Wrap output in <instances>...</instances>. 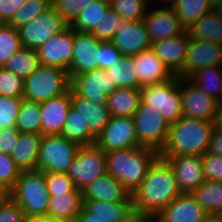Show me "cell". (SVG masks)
<instances>
[{
  "mask_svg": "<svg viewBox=\"0 0 222 222\" xmlns=\"http://www.w3.org/2000/svg\"><path fill=\"white\" fill-rule=\"evenodd\" d=\"M40 103L22 99L15 127L20 133L41 134Z\"/></svg>",
  "mask_w": 222,
  "mask_h": 222,
  "instance_id": "37",
  "label": "cell"
},
{
  "mask_svg": "<svg viewBox=\"0 0 222 222\" xmlns=\"http://www.w3.org/2000/svg\"><path fill=\"white\" fill-rule=\"evenodd\" d=\"M140 88H116L108 96L110 116L133 117L140 104Z\"/></svg>",
  "mask_w": 222,
  "mask_h": 222,
  "instance_id": "28",
  "label": "cell"
},
{
  "mask_svg": "<svg viewBox=\"0 0 222 222\" xmlns=\"http://www.w3.org/2000/svg\"><path fill=\"white\" fill-rule=\"evenodd\" d=\"M201 158L205 180L222 183V157L206 152Z\"/></svg>",
  "mask_w": 222,
  "mask_h": 222,
  "instance_id": "47",
  "label": "cell"
},
{
  "mask_svg": "<svg viewBox=\"0 0 222 222\" xmlns=\"http://www.w3.org/2000/svg\"><path fill=\"white\" fill-rule=\"evenodd\" d=\"M124 23L125 20L110 7L91 33L100 41H111Z\"/></svg>",
  "mask_w": 222,
  "mask_h": 222,
  "instance_id": "42",
  "label": "cell"
},
{
  "mask_svg": "<svg viewBox=\"0 0 222 222\" xmlns=\"http://www.w3.org/2000/svg\"><path fill=\"white\" fill-rule=\"evenodd\" d=\"M209 1H210V6L213 10L222 3V0H209Z\"/></svg>",
  "mask_w": 222,
  "mask_h": 222,
  "instance_id": "60",
  "label": "cell"
},
{
  "mask_svg": "<svg viewBox=\"0 0 222 222\" xmlns=\"http://www.w3.org/2000/svg\"><path fill=\"white\" fill-rule=\"evenodd\" d=\"M69 23L51 6L35 19L18 28L22 47L38 50L53 35L68 28Z\"/></svg>",
  "mask_w": 222,
  "mask_h": 222,
  "instance_id": "9",
  "label": "cell"
},
{
  "mask_svg": "<svg viewBox=\"0 0 222 222\" xmlns=\"http://www.w3.org/2000/svg\"><path fill=\"white\" fill-rule=\"evenodd\" d=\"M171 8L185 28L213 10L209 0H177Z\"/></svg>",
  "mask_w": 222,
  "mask_h": 222,
  "instance_id": "38",
  "label": "cell"
},
{
  "mask_svg": "<svg viewBox=\"0 0 222 222\" xmlns=\"http://www.w3.org/2000/svg\"><path fill=\"white\" fill-rule=\"evenodd\" d=\"M143 20L151 43L175 37L186 31L171 7L148 8Z\"/></svg>",
  "mask_w": 222,
  "mask_h": 222,
  "instance_id": "17",
  "label": "cell"
},
{
  "mask_svg": "<svg viewBox=\"0 0 222 222\" xmlns=\"http://www.w3.org/2000/svg\"><path fill=\"white\" fill-rule=\"evenodd\" d=\"M74 29L70 26L53 35L37 51L40 65L54 66L68 71L73 57Z\"/></svg>",
  "mask_w": 222,
  "mask_h": 222,
  "instance_id": "14",
  "label": "cell"
},
{
  "mask_svg": "<svg viewBox=\"0 0 222 222\" xmlns=\"http://www.w3.org/2000/svg\"><path fill=\"white\" fill-rule=\"evenodd\" d=\"M106 164L102 149L95 144L84 145L79 148L66 174L73 180L75 188L82 191L106 173Z\"/></svg>",
  "mask_w": 222,
  "mask_h": 222,
  "instance_id": "8",
  "label": "cell"
},
{
  "mask_svg": "<svg viewBox=\"0 0 222 222\" xmlns=\"http://www.w3.org/2000/svg\"><path fill=\"white\" fill-rule=\"evenodd\" d=\"M111 42L123 56H135L152 47L147 26L143 19L140 21H125Z\"/></svg>",
  "mask_w": 222,
  "mask_h": 222,
  "instance_id": "18",
  "label": "cell"
},
{
  "mask_svg": "<svg viewBox=\"0 0 222 222\" xmlns=\"http://www.w3.org/2000/svg\"><path fill=\"white\" fill-rule=\"evenodd\" d=\"M163 159L173 168L181 193H192L205 181L201 156L177 155Z\"/></svg>",
  "mask_w": 222,
  "mask_h": 222,
  "instance_id": "19",
  "label": "cell"
},
{
  "mask_svg": "<svg viewBox=\"0 0 222 222\" xmlns=\"http://www.w3.org/2000/svg\"><path fill=\"white\" fill-rule=\"evenodd\" d=\"M116 88L110 75L102 69L87 71L70 78V89L74 93L98 104H107L108 96Z\"/></svg>",
  "mask_w": 222,
  "mask_h": 222,
  "instance_id": "12",
  "label": "cell"
},
{
  "mask_svg": "<svg viewBox=\"0 0 222 222\" xmlns=\"http://www.w3.org/2000/svg\"><path fill=\"white\" fill-rule=\"evenodd\" d=\"M19 134L16 127L0 129V152L10 156L16 146Z\"/></svg>",
  "mask_w": 222,
  "mask_h": 222,
  "instance_id": "51",
  "label": "cell"
},
{
  "mask_svg": "<svg viewBox=\"0 0 222 222\" xmlns=\"http://www.w3.org/2000/svg\"><path fill=\"white\" fill-rule=\"evenodd\" d=\"M83 208L96 217L112 218V222H123L133 211L132 196L127 201L118 202L83 200Z\"/></svg>",
  "mask_w": 222,
  "mask_h": 222,
  "instance_id": "31",
  "label": "cell"
},
{
  "mask_svg": "<svg viewBox=\"0 0 222 222\" xmlns=\"http://www.w3.org/2000/svg\"><path fill=\"white\" fill-rule=\"evenodd\" d=\"M188 80L219 103L222 97V66H206L193 73Z\"/></svg>",
  "mask_w": 222,
  "mask_h": 222,
  "instance_id": "30",
  "label": "cell"
},
{
  "mask_svg": "<svg viewBox=\"0 0 222 222\" xmlns=\"http://www.w3.org/2000/svg\"><path fill=\"white\" fill-rule=\"evenodd\" d=\"M10 198V188L0 181V202Z\"/></svg>",
  "mask_w": 222,
  "mask_h": 222,
  "instance_id": "57",
  "label": "cell"
},
{
  "mask_svg": "<svg viewBox=\"0 0 222 222\" xmlns=\"http://www.w3.org/2000/svg\"><path fill=\"white\" fill-rule=\"evenodd\" d=\"M122 56V53L112 44L111 41H101L99 44V69H109Z\"/></svg>",
  "mask_w": 222,
  "mask_h": 222,
  "instance_id": "50",
  "label": "cell"
},
{
  "mask_svg": "<svg viewBox=\"0 0 222 222\" xmlns=\"http://www.w3.org/2000/svg\"><path fill=\"white\" fill-rule=\"evenodd\" d=\"M26 0H0V23L9 24Z\"/></svg>",
  "mask_w": 222,
  "mask_h": 222,
  "instance_id": "52",
  "label": "cell"
},
{
  "mask_svg": "<svg viewBox=\"0 0 222 222\" xmlns=\"http://www.w3.org/2000/svg\"><path fill=\"white\" fill-rule=\"evenodd\" d=\"M82 209V191L75 188L68 193L50 196L47 215L60 222H74Z\"/></svg>",
  "mask_w": 222,
  "mask_h": 222,
  "instance_id": "25",
  "label": "cell"
},
{
  "mask_svg": "<svg viewBox=\"0 0 222 222\" xmlns=\"http://www.w3.org/2000/svg\"><path fill=\"white\" fill-rule=\"evenodd\" d=\"M10 197L25 211L26 217L47 215L50 194L42 171H21L10 189Z\"/></svg>",
  "mask_w": 222,
  "mask_h": 222,
  "instance_id": "4",
  "label": "cell"
},
{
  "mask_svg": "<svg viewBox=\"0 0 222 222\" xmlns=\"http://www.w3.org/2000/svg\"><path fill=\"white\" fill-rule=\"evenodd\" d=\"M100 42L92 33L74 30L73 57L68 69L69 78L99 69Z\"/></svg>",
  "mask_w": 222,
  "mask_h": 222,
  "instance_id": "15",
  "label": "cell"
},
{
  "mask_svg": "<svg viewBox=\"0 0 222 222\" xmlns=\"http://www.w3.org/2000/svg\"><path fill=\"white\" fill-rule=\"evenodd\" d=\"M71 106L82 114L91 133L97 138L110 119L107 104L82 98L71 90Z\"/></svg>",
  "mask_w": 222,
  "mask_h": 222,
  "instance_id": "26",
  "label": "cell"
},
{
  "mask_svg": "<svg viewBox=\"0 0 222 222\" xmlns=\"http://www.w3.org/2000/svg\"><path fill=\"white\" fill-rule=\"evenodd\" d=\"M189 38L222 44V17L215 10L186 28Z\"/></svg>",
  "mask_w": 222,
  "mask_h": 222,
  "instance_id": "29",
  "label": "cell"
},
{
  "mask_svg": "<svg viewBox=\"0 0 222 222\" xmlns=\"http://www.w3.org/2000/svg\"><path fill=\"white\" fill-rule=\"evenodd\" d=\"M22 48L18 29L10 24L0 23V66Z\"/></svg>",
  "mask_w": 222,
  "mask_h": 222,
  "instance_id": "41",
  "label": "cell"
},
{
  "mask_svg": "<svg viewBox=\"0 0 222 222\" xmlns=\"http://www.w3.org/2000/svg\"><path fill=\"white\" fill-rule=\"evenodd\" d=\"M140 99L139 107H150L158 111L169 125L183 116L178 76L140 87Z\"/></svg>",
  "mask_w": 222,
  "mask_h": 222,
  "instance_id": "5",
  "label": "cell"
},
{
  "mask_svg": "<svg viewBox=\"0 0 222 222\" xmlns=\"http://www.w3.org/2000/svg\"><path fill=\"white\" fill-rule=\"evenodd\" d=\"M22 99L0 96V129L15 127Z\"/></svg>",
  "mask_w": 222,
  "mask_h": 222,
  "instance_id": "44",
  "label": "cell"
},
{
  "mask_svg": "<svg viewBox=\"0 0 222 222\" xmlns=\"http://www.w3.org/2000/svg\"><path fill=\"white\" fill-rule=\"evenodd\" d=\"M24 222H60V221L53 219L48 215H41V216L26 217Z\"/></svg>",
  "mask_w": 222,
  "mask_h": 222,
  "instance_id": "56",
  "label": "cell"
},
{
  "mask_svg": "<svg viewBox=\"0 0 222 222\" xmlns=\"http://www.w3.org/2000/svg\"><path fill=\"white\" fill-rule=\"evenodd\" d=\"M164 1H165V0H163V2H164ZM166 1H169V3H170V2H171V3H170L169 5H167V6L164 5V7H173V5L177 2V0H166Z\"/></svg>",
  "mask_w": 222,
  "mask_h": 222,
  "instance_id": "62",
  "label": "cell"
},
{
  "mask_svg": "<svg viewBox=\"0 0 222 222\" xmlns=\"http://www.w3.org/2000/svg\"><path fill=\"white\" fill-rule=\"evenodd\" d=\"M207 153L222 157V129L216 126L212 131Z\"/></svg>",
  "mask_w": 222,
  "mask_h": 222,
  "instance_id": "53",
  "label": "cell"
},
{
  "mask_svg": "<svg viewBox=\"0 0 222 222\" xmlns=\"http://www.w3.org/2000/svg\"><path fill=\"white\" fill-rule=\"evenodd\" d=\"M106 154V173L113 176L132 194L145 178L150 165L159 156L151 148L139 146Z\"/></svg>",
  "mask_w": 222,
  "mask_h": 222,
  "instance_id": "3",
  "label": "cell"
},
{
  "mask_svg": "<svg viewBox=\"0 0 222 222\" xmlns=\"http://www.w3.org/2000/svg\"><path fill=\"white\" fill-rule=\"evenodd\" d=\"M41 134L60 135L71 107V89L63 95L40 103Z\"/></svg>",
  "mask_w": 222,
  "mask_h": 222,
  "instance_id": "22",
  "label": "cell"
},
{
  "mask_svg": "<svg viewBox=\"0 0 222 222\" xmlns=\"http://www.w3.org/2000/svg\"><path fill=\"white\" fill-rule=\"evenodd\" d=\"M40 66L38 51L22 47L2 66L18 75L23 80L29 77Z\"/></svg>",
  "mask_w": 222,
  "mask_h": 222,
  "instance_id": "35",
  "label": "cell"
},
{
  "mask_svg": "<svg viewBox=\"0 0 222 222\" xmlns=\"http://www.w3.org/2000/svg\"><path fill=\"white\" fill-rule=\"evenodd\" d=\"M134 65L140 87L161 83L175 77L151 48L135 55Z\"/></svg>",
  "mask_w": 222,
  "mask_h": 222,
  "instance_id": "23",
  "label": "cell"
},
{
  "mask_svg": "<svg viewBox=\"0 0 222 222\" xmlns=\"http://www.w3.org/2000/svg\"><path fill=\"white\" fill-rule=\"evenodd\" d=\"M215 122L182 116L170 124L166 143L159 152L161 158L177 155L202 156L207 152Z\"/></svg>",
  "mask_w": 222,
  "mask_h": 222,
  "instance_id": "2",
  "label": "cell"
},
{
  "mask_svg": "<svg viewBox=\"0 0 222 222\" xmlns=\"http://www.w3.org/2000/svg\"><path fill=\"white\" fill-rule=\"evenodd\" d=\"M182 115L215 122L219 102L201 92L188 79L180 78Z\"/></svg>",
  "mask_w": 222,
  "mask_h": 222,
  "instance_id": "13",
  "label": "cell"
},
{
  "mask_svg": "<svg viewBox=\"0 0 222 222\" xmlns=\"http://www.w3.org/2000/svg\"><path fill=\"white\" fill-rule=\"evenodd\" d=\"M81 145L61 135H44L38 152L36 170L67 173Z\"/></svg>",
  "mask_w": 222,
  "mask_h": 222,
  "instance_id": "7",
  "label": "cell"
},
{
  "mask_svg": "<svg viewBox=\"0 0 222 222\" xmlns=\"http://www.w3.org/2000/svg\"><path fill=\"white\" fill-rule=\"evenodd\" d=\"M206 66H222V44L189 38V47L182 68V79Z\"/></svg>",
  "mask_w": 222,
  "mask_h": 222,
  "instance_id": "16",
  "label": "cell"
},
{
  "mask_svg": "<svg viewBox=\"0 0 222 222\" xmlns=\"http://www.w3.org/2000/svg\"><path fill=\"white\" fill-rule=\"evenodd\" d=\"M202 222H222V215H208Z\"/></svg>",
  "mask_w": 222,
  "mask_h": 222,
  "instance_id": "59",
  "label": "cell"
},
{
  "mask_svg": "<svg viewBox=\"0 0 222 222\" xmlns=\"http://www.w3.org/2000/svg\"><path fill=\"white\" fill-rule=\"evenodd\" d=\"M20 169L16 166L15 161L9 156L0 152V181L10 189L20 176Z\"/></svg>",
  "mask_w": 222,
  "mask_h": 222,
  "instance_id": "48",
  "label": "cell"
},
{
  "mask_svg": "<svg viewBox=\"0 0 222 222\" xmlns=\"http://www.w3.org/2000/svg\"><path fill=\"white\" fill-rule=\"evenodd\" d=\"M43 135L40 133H20L16 146L10 157L15 161L20 171H35L40 143Z\"/></svg>",
  "mask_w": 222,
  "mask_h": 222,
  "instance_id": "27",
  "label": "cell"
},
{
  "mask_svg": "<svg viewBox=\"0 0 222 222\" xmlns=\"http://www.w3.org/2000/svg\"><path fill=\"white\" fill-rule=\"evenodd\" d=\"M74 222H112V218L96 217L95 214L88 213L83 208Z\"/></svg>",
  "mask_w": 222,
  "mask_h": 222,
  "instance_id": "55",
  "label": "cell"
},
{
  "mask_svg": "<svg viewBox=\"0 0 222 222\" xmlns=\"http://www.w3.org/2000/svg\"><path fill=\"white\" fill-rule=\"evenodd\" d=\"M24 80L3 67L0 68V96L23 99Z\"/></svg>",
  "mask_w": 222,
  "mask_h": 222,
  "instance_id": "43",
  "label": "cell"
},
{
  "mask_svg": "<svg viewBox=\"0 0 222 222\" xmlns=\"http://www.w3.org/2000/svg\"><path fill=\"white\" fill-rule=\"evenodd\" d=\"M95 145L105 153L139 147L133 117L110 116Z\"/></svg>",
  "mask_w": 222,
  "mask_h": 222,
  "instance_id": "11",
  "label": "cell"
},
{
  "mask_svg": "<svg viewBox=\"0 0 222 222\" xmlns=\"http://www.w3.org/2000/svg\"><path fill=\"white\" fill-rule=\"evenodd\" d=\"M188 47L189 35L185 31L175 37L152 43L151 49L175 76L182 78V68Z\"/></svg>",
  "mask_w": 222,
  "mask_h": 222,
  "instance_id": "20",
  "label": "cell"
},
{
  "mask_svg": "<svg viewBox=\"0 0 222 222\" xmlns=\"http://www.w3.org/2000/svg\"><path fill=\"white\" fill-rule=\"evenodd\" d=\"M215 126L218 127L219 129H222V102L218 104Z\"/></svg>",
  "mask_w": 222,
  "mask_h": 222,
  "instance_id": "58",
  "label": "cell"
},
{
  "mask_svg": "<svg viewBox=\"0 0 222 222\" xmlns=\"http://www.w3.org/2000/svg\"><path fill=\"white\" fill-rule=\"evenodd\" d=\"M82 197L83 200L118 202L127 201L131 194L121 182L105 173L82 190Z\"/></svg>",
  "mask_w": 222,
  "mask_h": 222,
  "instance_id": "24",
  "label": "cell"
},
{
  "mask_svg": "<svg viewBox=\"0 0 222 222\" xmlns=\"http://www.w3.org/2000/svg\"><path fill=\"white\" fill-rule=\"evenodd\" d=\"M154 220L153 215L133 209L123 222H153Z\"/></svg>",
  "mask_w": 222,
  "mask_h": 222,
  "instance_id": "54",
  "label": "cell"
},
{
  "mask_svg": "<svg viewBox=\"0 0 222 222\" xmlns=\"http://www.w3.org/2000/svg\"><path fill=\"white\" fill-rule=\"evenodd\" d=\"M209 215H222V183L205 180L191 193Z\"/></svg>",
  "mask_w": 222,
  "mask_h": 222,
  "instance_id": "33",
  "label": "cell"
},
{
  "mask_svg": "<svg viewBox=\"0 0 222 222\" xmlns=\"http://www.w3.org/2000/svg\"><path fill=\"white\" fill-rule=\"evenodd\" d=\"M52 6V0H26L15 13L10 25L15 29L27 24Z\"/></svg>",
  "mask_w": 222,
  "mask_h": 222,
  "instance_id": "39",
  "label": "cell"
},
{
  "mask_svg": "<svg viewBox=\"0 0 222 222\" xmlns=\"http://www.w3.org/2000/svg\"><path fill=\"white\" fill-rule=\"evenodd\" d=\"M110 7V0H95L80 11L70 27L75 31L91 33Z\"/></svg>",
  "mask_w": 222,
  "mask_h": 222,
  "instance_id": "34",
  "label": "cell"
},
{
  "mask_svg": "<svg viewBox=\"0 0 222 222\" xmlns=\"http://www.w3.org/2000/svg\"><path fill=\"white\" fill-rule=\"evenodd\" d=\"M60 135L79 143L81 146L94 145L96 142V137L91 133L88 123L85 122L82 114L72 106L68 111Z\"/></svg>",
  "mask_w": 222,
  "mask_h": 222,
  "instance_id": "32",
  "label": "cell"
},
{
  "mask_svg": "<svg viewBox=\"0 0 222 222\" xmlns=\"http://www.w3.org/2000/svg\"><path fill=\"white\" fill-rule=\"evenodd\" d=\"M134 65V56H122L106 72L117 88H140Z\"/></svg>",
  "mask_w": 222,
  "mask_h": 222,
  "instance_id": "36",
  "label": "cell"
},
{
  "mask_svg": "<svg viewBox=\"0 0 222 222\" xmlns=\"http://www.w3.org/2000/svg\"><path fill=\"white\" fill-rule=\"evenodd\" d=\"M70 89L68 71L54 66L40 65L24 79L23 99L42 103L63 95Z\"/></svg>",
  "mask_w": 222,
  "mask_h": 222,
  "instance_id": "6",
  "label": "cell"
},
{
  "mask_svg": "<svg viewBox=\"0 0 222 222\" xmlns=\"http://www.w3.org/2000/svg\"><path fill=\"white\" fill-rule=\"evenodd\" d=\"M133 119L138 145L159 153L166 143L170 125L158 111L150 107H138Z\"/></svg>",
  "mask_w": 222,
  "mask_h": 222,
  "instance_id": "10",
  "label": "cell"
},
{
  "mask_svg": "<svg viewBox=\"0 0 222 222\" xmlns=\"http://www.w3.org/2000/svg\"><path fill=\"white\" fill-rule=\"evenodd\" d=\"M50 196L64 194L75 189L73 180L65 173L44 172Z\"/></svg>",
  "mask_w": 222,
  "mask_h": 222,
  "instance_id": "45",
  "label": "cell"
},
{
  "mask_svg": "<svg viewBox=\"0 0 222 222\" xmlns=\"http://www.w3.org/2000/svg\"><path fill=\"white\" fill-rule=\"evenodd\" d=\"M111 8L125 21H140L147 13V0H110Z\"/></svg>",
  "mask_w": 222,
  "mask_h": 222,
  "instance_id": "40",
  "label": "cell"
},
{
  "mask_svg": "<svg viewBox=\"0 0 222 222\" xmlns=\"http://www.w3.org/2000/svg\"><path fill=\"white\" fill-rule=\"evenodd\" d=\"M93 1L95 0H52V6L70 25L80 11Z\"/></svg>",
  "mask_w": 222,
  "mask_h": 222,
  "instance_id": "46",
  "label": "cell"
},
{
  "mask_svg": "<svg viewBox=\"0 0 222 222\" xmlns=\"http://www.w3.org/2000/svg\"><path fill=\"white\" fill-rule=\"evenodd\" d=\"M181 194L173 168L167 160L158 156L131 194L133 209L156 217Z\"/></svg>",
  "mask_w": 222,
  "mask_h": 222,
  "instance_id": "1",
  "label": "cell"
},
{
  "mask_svg": "<svg viewBox=\"0 0 222 222\" xmlns=\"http://www.w3.org/2000/svg\"><path fill=\"white\" fill-rule=\"evenodd\" d=\"M215 12L222 17V3L217 8L214 9Z\"/></svg>",
  "mask_w": 222,
  "mask_h": 222,
  "instance_id": "61",
  "label": "cell"
},
{
  "mask_svg": "<svg viewBox=\"0 0 222 222\" xmlns=\"http://www.w3.org/2000/svg\"><path fill=\"white\" fill-rule=\"evenodd\" d=\"M25 211L11 197L0 202V222H24Z\"/></svg>",
  "mask_w": 222,
  "mask_h": 222,
  "instance_id": "49",
  "label": "cell"
},
{
  "mask_svg": "<svg viewBox=\"0 0 222 222\" xmlns=\"http://www.w3.org/2000/svg\"><path fill=\"white\" fill-rule=\"evenodd\" d=\"M208 215L191 193H182L164 208L155 220L157 222H202Z\"/></svg>",
  "mask_w": 222,
  "mask_h": 222,
  "instance_id": "21",
  "label": "cell"
}]
</instances>
